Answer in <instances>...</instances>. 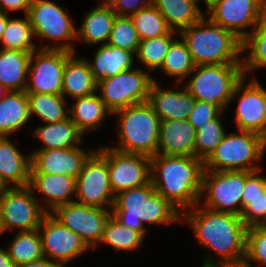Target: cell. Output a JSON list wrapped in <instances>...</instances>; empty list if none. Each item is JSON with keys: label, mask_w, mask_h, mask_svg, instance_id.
I'll return each instance as SVG.
<instances>
[{"label": "cell", "mask_w": 266, "mask_h": 267, "mask_svg": "<svg viewBox=\"0 0 266 267\" xmlns=\"http://www.w3.org/2000/svg\"><path fill=\"white\" fill-rule=\"evenodd\" d=\"M204 171V160L197 157L162 154L151 157L155 191L179 211L198 206Z\"/></svg>", "instance_id": "obj_1"}, {"label": "cell", "mask_w": 266, "mask_h": 267, "mask_svg": "<svg viewBox=\"0 0 266 267\" xmlns=\"http://www.w3.org/2000/svg\"><path fill=\"white\" fill-rule=\"evenodd\" d=\"M185 214L181 221L190 223L200 244L223 256L219 264L245 259L246 227L239 215L208 208Z\"/></svg>", "instance_id": "obj_2"}, {"label": "cell", "mask_w": 266, "mask_h": 267, "mask_svg": "<svg viewBox=\"0 0 266 267\" xmlns=\"http://www.w3.org/2000/svg\"><path fill=\"white\" fill-rule=\"evenodd\" d=\"M112 216L123 226L146 235L145 222L164 224L181 222V213L154 189L152 182L128 189L115 196Z\"/></svg>", "instance_id": "obj_3"}, {"label": "cell", "mask_w": 266, "mask_h": 267, "mask_svg": "<svg viewBox=\"0 0 266 267\" xmlns=\"http://www.w3.org/2000/svg\"><path fill=\"white\" fill-rule=\"evenodd\" d=\"M207 18V19H206ZM195 65L242 63V40L203 16L180 33Z\"/></svg>", "instance_id": "obj_4"}, {"label": "cell", "mask_w": 266, "mask_h": 267, "mask_svg": "<svg viewBox=\"0 0 266 267\" xmlns=\"http://www.w3.org/2000/svg\"><path fill=\"white\" fill-rule=\"evenodd\" d=\"M119 118L120 144L115 150L124 153L157 154L160 119L147 102L128 106L113 114Z\"/></svg>", "instance_id": "obj_5"}, {"label": "cell", "mask_w": 266, "mask_h": 267, "mask_svg": "<svg viewBox=\"0 0 266 267\" xmlns=\"http://www.w3.org/2000/svg\"><path fill=\"white\" fill-rule=\"evenodd\" d=\"M266 149V139L248 131L239 130V134L226 132L221 143L204 161L205 171H257L258 166L251 165L260 160Z\"/></svg>", "instance_id": "obj_6"}, {"label": "cell", "mask_w": 266, "mask_h": 267, "mask_svg": "<svg viewBox=\"0 0 266 267\" xmlns=\"http://www.w3.org/2000/svg\"><path fill=\"white\" fill-rule=\"evenodd\" d=\"M197 71L185 86L195 100L224 110L231 102L236 84L244 77L242 63L196 65Z\"/></svg>", "instance_id": "obj_7"}, {"label": "cell", "mask_w": 266, "mask_h": 267, "mask_svg": "<svg viewBox=\"0 0 266 267\" xmlns=\"http://www.w3.org/2000/svg\"><path fill=\"white\" fill-rule=\"evenodd\" d=\"M73 53L75 50L69 43L44 45L33 51L28 68L31 82L26 84L25 92L61 94L66 60Z\"/></svg>", "instance_id": "obj_8"}, {"label": "cell", "mask_w": 266, "mask_h": 267, "mask_svg": "<svg viewBox=\"0 0 266 267\" xmlns=\"http://www.w3.org/2000/svg\"><path fill=\"white\" fill-rule=\"evenodd\" d=\"M155 80L140 69H127L97 82L101 100L111 113L128 106L147 102L151 84Z\"/></svg>", "instance_id": "obj_9"}, {"label": "cell", "mask_w": 266, "mask_h": 267, "mask_svg": "<svg viewBox=\"0 0 266 267\" xmlns=\"http://www.w3.org/2000/svg\"><path fill=\"white\" fill-rule=\"evenodd\" d=\"M37 200L29 186L11 185L3 191L0 194L3 233L14 227L21 232L38 229L49 209L42 208Z\"/></svg>", "instance_id": "obj_10"}, {"label": "cell", "mask_w": 266, "mask_h": 267, "mask_svg": "<svg viewBox=\"0 0 266 267\" xmlns=\"http://www.w3.org/2000/svg\"><path fill=\"white\" fill-rule=\"evenodd\" d=\"M250 171H204L201 193L207 191L205 207L239 215L242 194Z\"/></svg>", "instance_id": "obj_11"}, {"label": "cell", "mask_w": 266, "mask_h": 267, "mask_svg": "<svg viewBox=\"0 0 266 267\" xmlns=\"http://www.w3.org/2000/svg\"><path fill=\"white\" fill-rule=\"evenodd\" d=\"M75 194L77 203L102 209L113 207L115 195L110 183L107 159L99 151L95 150L85 161L75 179Z\"/></svg>", "instance_id": "obj_12"}, {"label": "cell", "mask_w": 266, "mask_h": 267, "mask_svg": "<svg viewBox=\"0 0 266 267\" xmlns=\"http://www.w3.org/2000/svg\"><path fill=\"white\" fill-rule=\"evenodd\" d=\"M114 195L151 182V157L102 147Z\"/></svg>", "instance_id": "obj_13"}, {"label": "cell", "mask_w": 266, "mask_h": 267, "mask_svg": "<svg viewBox=\"0 0 266 267\" xmlns=\"http://www.w3.org/2000/svg\"><path fill=\"white\" fill-rule=\"evenodd\" d=\"M209 20L233 32L239 39L249 34L243 31L248 25L252 30L266 14V0H208Z\"/></svg>", "instance_id": "obj_14"}, {"label": "cell", "mask_w": 266, "mask_h": 267, "mask_svg": "<svg viewBox=\"0 0 266 267\" xmlns=\"http://www.w3.org/2000/svg\"><path fill=\"white\" fill-rule=\"evenodd\" d=\"M50 213L63 226L78 234L89 249L100 242L105 224L112 215L108 209L91 207L75 201L60 205Z\"/></svg>", "instance_id": "obj_15"}, {"label": "cell", "mask_w": 266, "mask_h": 267, "mask_svg": "<svg viewBox=\"0 0 266 267\" xmlns=\"http://www.w3.org/2000/svg\"><path fill=\"white\" fill-rule=\"evenodd\" d=\"M44 257L64 266L89 248L74 231L47 213L38 228Z\"/></svg>", "instance_id": "obj_16"}, {"label": "cell", "mask_w": 266, "mask_h": 267, "mask_svg": "<svg viewBox=\"0 0 266 267\" xmlns=\"http://www.w3.org/2000/svg\"><path fill=\"white\" fill-rule=\"evenodd\" d=\"M245 76L236 84L232 99L240 95L235 110L238 130L256 133L266 139V90L253 78L244 87ZM244 87V88H243Z\"/></svg>", "instance_id": "obj_17"}, {"label": "cell", "mask_w": 266, "mask_h": 267, "mask_svg": "<svg viewBox=\"0 0 266 267\" xmlns=\"http://www.w3.org/2000/svg\"><path fill=\"white\" fill-rule=\"evenodd\" d=\"M27 16L34 35L51 40L77 39V29L61 6L48 0H32Z\"/></svg>", "instance_id": "obj_18"}, {"label": "cell", "mask_w": 266, "mask_h": 267, "mask_svg": "<svg viewBox=\"0 0 266 267\" xmlns=\"http://www.w3.org/2000/svg\"><path fill=\"white\" fill-rule=\"evenodd\" d=\"M94 152H84L79 146L34 151L31 156L30 174L66 175L77 178L88 157Z\"/></svg>", "instance_id": "obj_19"}, {"label": "cell", "mask_w": 266, "mask_h": 267, "mask_svg": "<svg viewBox=\"0 0 266 267\" xmlns=\"http://www.w3.org/2000/svg\"><path fill=\"white\" fill-rule=\"evenodd\" d=\"M183 89V91L163 90L156 81L151 84L147 103L160 121L188 119L195 98L186 87Z\"/></svg>", "instance_id": "obj_20"}, {"label": "cell", "mask_w": 266, "mask_h": 267, "mask_svg": "<svg viewBox=\"0 0 266 267\" xmlns=\"http://www.w3.org/2000/svg\"><path fill=\"white\" fill-rule=\"evenodd\" d=\"M195 141L188 119L160 121L157 154L195 157Z\"/></svg>", "instance_id": "obj_21"}, {"label": "cell", "mask_w": 266, "mask_h": 267, "mask_svg": "<svg viewBox=\"0 0 266 267\" xmlns=\"http://www.w3.org/2000/svg\"><path fill=\"white\" fill-rule=\"evenodd\" d=\"M31 170V156L24 155L9 140L8 137H0V177L10 187L29 186Z\"/></svg>", "instance_id": "obj_22"}, {"label": "cell", "mask_w": 266, "mask_h": 267, "mask_svg": "<svg viewBox=\"0 0 266 267\" xmlns=\"http://www.w3.org/2000/svg\"><path fill=\"white\" fill-rule=\"evenodd\" d=\"M29 187L37 190L46 198L49 205L48 213L56 207L75 200H70V196L75 194V178L66 175L52 174H30Z\"/></svg>", "instance_id": "obj_23"}, {"label": "cell", "mask_w": 266, "mask_h": 267, "mask_svg": "<svg viewBox=\"0 0 266 267\" xmlns=\"http://www.w3.org/2000/svg\"><path fill=\"white\" fill-rule=\"evenodd\" d=\"M74 55L75 53L66 60L61 92L63 96L67 94L73 99L97 92V81L93 76L89 61L76 58Z\"/></svg>", "instance_id": "obj_24"}, {"label": "cell", "mask_w": 266, "mask_h": 267, "mask_svg": "<svg viewBox=\"0 0 266 267\" xmlns=\"http://www.w3.org/2000/svg\"><path fill=\"white\" fill-rule=\"evenodd\" d=\"M32 52L0 50V83L8 91H25Z\"/></svg>", "instance_id": "obj_25"}, {"label": "cell", "mask_w": 266, "mask_h": 267, "mask_svg": "<svg viewBox=\"0 0 266 267\" xmlns=\"http://www.w3.org/2000/svg\"><path fill=\"white\" fill-rule=\"evenodd\" d=\"M30 118L25 91H8L0 98V137L18 131Z\"/></svg>", "instance_id": "obj_26"}, {"label": "cell", "mask_w": 266, "mask_h": 267, "mask_svg": "<svg viewBox=\"0 0 266 267\" xmlns=\"http://www.w3.org/2000/svg\"><path fill=\"white\" fill-rule=\"evenodd\" d=\"M198 2L199 0H153L152 4L163 15L168 27L180 33L204 16Z\"/></svg>", "instance_id": "obj_27"}, {"label": "cell", "mask_w": 266, "mask_h": 267, "mask_svg": "<svg viewBox=\"0 0 266 267\" xmlns=\"http://www.w3.org/2000/svg\"><path fill=\"white\" fill-rule=\"evenodd\" d=\"M133 52L118 47L103 44L95 52L93 63L89 62L95 80L115 76L118 73L132 69Z\"/></svg>", "instance_id": "obj_28"}, {"label": "cell", "mask_w": 266, "mask_h": 267, "mask_svg": "<svg viewBox=\"0 0 266 267\" xmlns=\"http://www.w3.org/2000/svg\"><path fill=\"white\" fill-rule=\"evenodd\" d=\"M115 17L116 13L109 4L94 7L85 15L82 26L77 30V39H83L89 45L103 41L107 44Z\"/></svg>", "instance_id": "obj_29"}, {"label": "cell", "mask_w": 266, "mask_h": 267, "mask_svg": "<svg viewBox=\"0 0 266 267\" xmlns=\"http://www.w3.org/2000/svg\"><path fill=\"white\" fill-rule=\"evenodd\" d=\"M34 136L44 143V147L36 151L64 149L78 146L82 141V133L70 118L65 121L48 123L34 130ZM78 143V144H77Z\"/></svg>", "instance_id": "obj_30"}, {"label": "cell", "mask_w": 266, "mask_h": 267, "mask_svg": "<svg viewBox=\"0 0 266 267\" xmlns=\"http://www.w3.org/2000/svg\"><path fill=\"white\" fill-rule=\"evenodd\" d=\"M75 99V105L69 109V118L82 134L89 129L99 128L107 112L111 113L97 93Z\"/></svg>", "instance_id": "obj_31"}, {"label": "cell", "mask_w": 266, "mask_h": 267, "mask_svg": "<svg viewBox=\"0 0 266 267\" xmlns=\"http://www.w3.org/2000/svg\"><path fill=\"white\" fill-rule=\"evenodd\" d=\"M29 103L30 117L39 116L47 123L65 121L69 118L65 111V96L62 94L26 93Z\"/></svg>", "instance_id": "obj_32"}, {"label": "cell", "mask_w": 266, "mask_h": 267, "mask_svg": "<svg viewBox=\"0 0 266 267\" xmlns=\"http://www.w3.org/2000/svg\"><path fill=\"white\" fill-rule=\"evenodd\" d=\"M7 253L15 267L43 258L42 240L38 229L20 231L11 242Z\"/></svg>", "instance_id": "obj_33"}, {"label": "cell", "mask_w": 266, "mask_h": 267, "mask_svg": "<svg viewBox=\"0 0 266 267\" xmlns=\"http://www.w3.org/2000/svg\"><path fill=\"white\" fill-rule=\"evenodd\" d=\"M251 31L242 41V50L250 48L248 59L242 60L244 76L255 68L266 67V14Z\"/></svg>", "instance_id": "obj_34"}, {"label": "cell", "mask_w": 266, "mask_h": 267, "mask_svg": "<svg viewBox=\"0 0 266 267\" xmlns=\"http://www.w3.org/2000/svg\"><path fill=\"white\" fill-rule=\"evenodd\" d=\"M143 240L144 237L139 232L123 226L111 215L105 224L100 242L113 247L118 252L137 249Z\"/></svg>", "instance_id": "obj_35"}, {"label": "cell", "mask_w": 266, "mask_h": 267, "mask_svg": "<svg viewBox=\"0 0 266 267\" xmlns=\"http://www.w3.org/2000/svg\"><path fill=\"white\" fill-rule=\"evenodd\" d=\"M32 35L34 32L27 15H25V20L8 18L0 40L3 44L2 48L26 52L36 51V46L32 42Z\"/></svg>", "instance_id": "obj_36"}, {"label": "cell", "mask_w": 266, "mask_h": 267, "mask_svg": "<svg viewBox=\"0 0 266 267\" xmlns=\"http://www.w3.org/2000/svg\"><path fill=\"white\" fill-rule=\"evenodd\" d=\"M192 56L188 50L186 42L181 40H174L168 52L165 55L161 69L171 76H175L177 84L181 83L185 77L190 75L195 69Z\"/></svg>", "instance_id": "obj_37"}, {"label": "cell", "mask_w": 266, "mask_h": 267, "mask_svg": "<svg viewBox=\"0 0 266 267\" xmlns=\"http://www.w3.org/2000/svg\"><path fill=\"white\" fill-rule=\"evenodd\" d=\"M130 18L140 41L166 35L171 31L165 18L153 4L139 10L136 14L131 15Z\"/></svg>", "instance_id": "obj_38"}, {"label": "cell", "mask_w": 266, "mask_h": 267, "mask_svg": "<svg viewBox=\"0 0 266 267\" xmlns=\"http://www.w3.org/2000/svg\"><path fill=\"white\" fill-rule=\"evenodd\" d=\"M173 35L174 31L171 30L166 35L140 41L136 55L149 71L161 68L165 55L174 41Z\"/></svg>", "instance_id": "obj_39"}, {"label": "cell", "mask_w": 266, "mask_h": 267, "mask_svg": "<svg viewBox=\"0 0 266 267\" xmlns=\"http://www.w3.org/2000/svg\"><path fill=\"white\" fill-rule=\"evenodd\" d=\"M225 134L220 115L196 131L195 157L206 160Z\"/></svg>", "instance_id": "obj_40"}, {"label": "cell", "mask_w": 266, "mask_h": 267, "mask_svg": "<svg viewBox=\"0 0 266 267\" xmlns=\"http://www.w3.org/2000/svg\"><path fill=\"white\" fill-rule=\"evenodd\" d=\"M139 43L140 39L130 16L116 15L107 45L136 54Z\"/></svg>", "instance_id": "obj_41"}, {"label": "cell", "mask_w": 266, "mask_h": 267, "mask_svg": "<svg viewBox=\"0 0 266 267\" xmlns=\"http://www.w3.org/2000/svg\"><path fill=\"white\" fill-rule=\"evenodd\" d=\"M245 259L266 265V225L246 228Z\"/></svg>", "instance_id": "obj_42"}, {"label": "cell", "mask_w": 266, "mask_h": 267, "mask_svg": "<svg viewBox=\"0 0 266 267\" xmlns=\"http://www.w3.org/2000/svg\"><path fill=\"white\" fill-rule=\"evenodd\" d=\"M240 217L246 228L266 225V197L246 198Z\"/></svg>", "instance_id": "obj_43"}, {"label": "cell", "mask_w": 266, "mask_h": 267, "mask_svg": "<svg viewBox=\"0 0 266 267\" xmlns=\"http://www.w3.org/2000/svg\"><path fill=\"white\" fill-rule=\"evenodd\" d=\"M224 109L221 106H213L201 100H195L194 107L189 114L188 121L196 129H200L211 120L222 115Z\"/></svg>", "instance_id": "obj_44"}, {"label": "cell", "mask_w": 266, "mask_h": 267, "mask_svg": "<svg viewBox=\"0 0 266 267\" xmlns=\"http://www.w3.org/2000/svg\"><path fill=\"white\" fill-rule=\"evenodd\" d=\"M258 171L261 170L253 171L246 177L242 209L246 206V198L266 197V176H260Z\"/></svg>", "instance_id": "obj_45"}, {"label": "cell", "mask_w": 266, "mask_h": 267, "mask_svg": "<svg viewBox=\"0 0 266 267\" xmlns=\"http://www.w3.org/2000/svg\"><path fill=\"white\" fill-rule=\"evenodd\" d=\"M141 1L143 0H112L108 4L117 16H131L136 14L139 10L152 5L153 2V0H148L144 3ZM129 11L131 12L129 13Z\"/></svg>", "instance_id": "obj_46"}, {"label": "cell", "mask_w": 266, "mask_h": 267, "mask_svg": "<svg viewBox=\"0 0 266 267\" xmlns=\"http://www.w3.org/2000/svg\"><path fill=\"white\" fill-rule=\"evenodd\" d=\"M32 0H0V11L8 14V11L24 10L27 15Z\"/></svg>", "instance_id": "obj_47"}, {"label": "cell", "mask_w": 266, "mask_h": 267, "mask_svg": "<svg viewBox=\"0 0 266 267\" xmlns=\"http://www.w3.org/2000/svg\"><path fill=\"white\" fill-rule=\"evenodd\" d=\"M202 265H217L218 267H252L250 261H247L246 259L233 262H226L218 265V263L215 264V262L212 261L210 257L207 258Z\"/></svg>", "instance_id": "obj_48"}, {"label": "cell", "mask_w": 266, "mask_h": 267, "mask_svg": "<svg viewBox=\"0 0 266 267\" xmlns=\"http://www.w3.org/2000/svg\"><path fill=\"white\" fill-rule=\"evenodd\" d=\"M19 267H64V266L46 257H43L41 259L29 262Z\"/></svg>", "instance_id": "obj_49"}, {"label": "cell", "mask_w": 266, "mask_h": 267, "mask_svg": "<svg viewBox=\"0 0 266 267\" xmlns=\"http://www.w3.org/2000/svg\"><path fill=\"white\" fill-rule=\"evenodd\" d=\"M0 267H15L7 250L0 248Z\"/></svg>", "instance_id": "obj_50"}, {"label": "cell", "mask_w": 266, "mask_h": 267, "mask_svg": "<svg viewBox=\"0 0 266 267\" xmlns=\"http://www.w3.org/2000/svg\"><path fill=\"white\" fill-rule=\"evenodd\" d=\"M8 14L3 13L2 11H0V40L2 37V34L4 32L6 23H7V19H8Z\"/></svg>", "instance_id": "obj_51"}, {"label": "cell", "mask_w": 266, "mask_h": 267, "mask_svg": "<svg viewBox=\"0 0 266 267\" xmlns=\"http://www.w3.org/2000/svg\"><path fill=\"white\" fill-rule=\"evenodd\" d=\"M8 186L3 182L2 178L0 177V194L5 191Z\"/></svg>", "instance_id": "obj_52"}, {"label": "cell", "mask_w": 266, "mask_h": 267, "mask_svg": "<svg viewBox=\"0 0 266 267\" xmlns=\"http://www.w3.org/2000/svg\"><path fill=\"white\" fill-rule=\"evenodd\" d=\"M0 97L2 98L7 92L8 89L6 87H4L1 83H0Z\"/></svg>", "instance_id": "obj_53"}, {"label": "cell", "mask_w": 266, "mask_h": 267, "mask_svg": "<svg viewBox=\"0 0 266 267\" xmlns=\"http://www.w3.org/2000/svg\"><path fill=\"white\" fill-rule=\"evenodd\" d=\"M0 234H3V226L1 221V205H0Z\"/></svg>", "instance_id": "obj_54"}, {"label": "cell", "mask_w": 266, "mask_h": 267, "mask_svg": "<svg viewBox=\"0 0 266 267\" xmlns=\"http://www.w3.org/2000/svg\"><path fill=\"white\" fill-rule=\"evenodd\" d=\"M201 267H218L217 265H202Z\"/></svg>", "instance_id": "obj_55"}, {"label": "cell", "mask_w": 266, "mask_h": 267, "mask_svg": "<svg viewBox=\"0 0 266 267\" xmlns=\"http://www.w3.org/2000/svg\"><path fill=\"white\" fill-rule=\"evenodd\" d=\"M110 1H112V0H103V3L108 4Z\"/></svg>", "instance_id": "obj_56"}]
</instances>
